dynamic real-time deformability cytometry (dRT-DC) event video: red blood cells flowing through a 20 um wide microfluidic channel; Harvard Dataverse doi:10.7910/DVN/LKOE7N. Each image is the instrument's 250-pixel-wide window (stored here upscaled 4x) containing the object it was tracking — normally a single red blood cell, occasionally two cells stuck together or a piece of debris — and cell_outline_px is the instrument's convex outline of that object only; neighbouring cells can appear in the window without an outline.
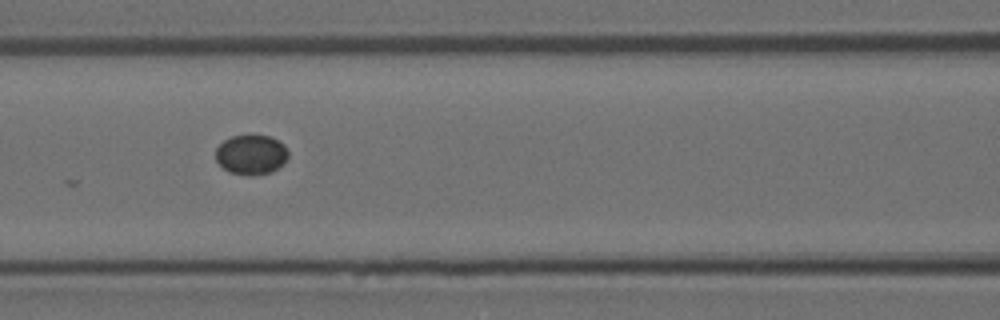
{"species": "Egyptian fruit bat (a non-hibernating species)", "species_latin": "Rousettus aegyptiacus", "temperature_condition": "room temperature", "stored_images_in_passage": 12, "camera_frame_rate_fps": 3000, "um_per_image_px": 0.085, "animal": {"sex": "female"}, "frame": {"image": 1, "passage_image": 3, "time_ms": 0.667, "image_size_px": [1000, 320], "cell_outline_px": [[288, 156], [272, 172], [252, 176], [248, 176], [228, 172], [216, 160], [216, 148], [224, 140], [232, 136], [268, 136], [284, 144], [288, 152]], "centroid_in_image_um": [21.32, 13.16], "position_along_channel_um": 145.3, "area_um2": 16.59}}
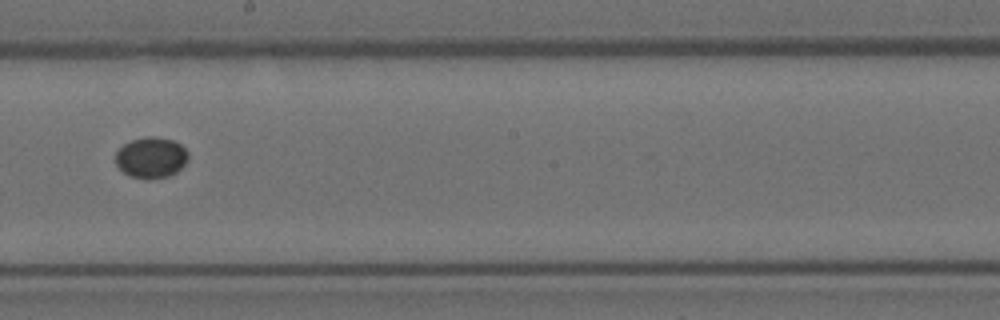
{"frame": {"image": 2, "passage_image": 5, "time_ms": 1.333, "image_size_px": [1000, 320], "cell_outline_px": [[188, 160], [176, 172], [168, 176], [148, 180], [128, 176], [116, 164], [116, 152], [124, 144], [132, 140], [144, 136], [156, 136], [172, 140], [180, 144], [188, 152]], "centroid_in_image_um": [12.84, 13.4], "position_along_channel_um": 235.4, "area_um2": 17.4}}
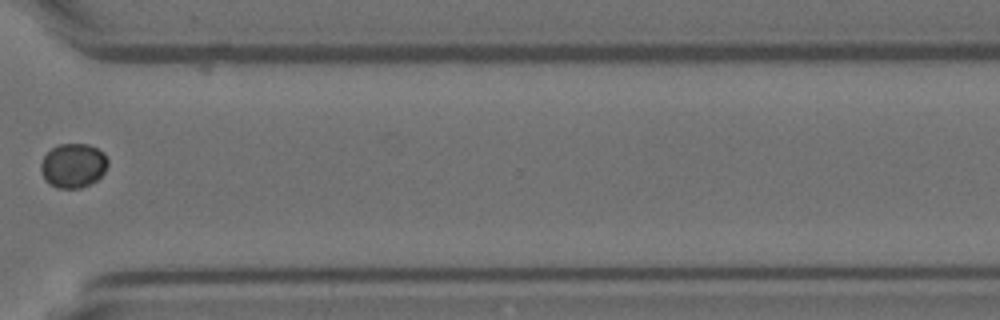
{"frame": {"image": 3, "passage_image": 8, "time_ms": 2.333, "image_size_px": [1000, 320], "cell_outline_px": [[108, 164], [104, 172], [96, 180], [80, 188], [56, 188], [48, 184], [44, 180], [40, 172], [40, 164], [44, 156], [52, 148], [60, 144], [88, 144], [104, 152], [108, 160]], "centroid_in_image_um": [6.2, 14.08], "position_along_channel_um": 364.4, "area_um2": 17.4}}